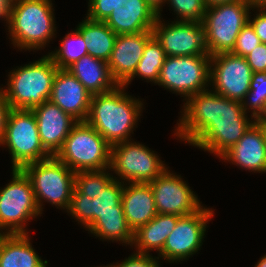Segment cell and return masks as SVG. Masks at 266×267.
<instances>
[{
	"label": "cell",
	"mask_w": 266,
	"mask_h": 267,
	"mask_svg": "<svg viewBox=\"0 0 266 267\" xmlns=\"http://www.w3.org/2000/svg\"><path fill=\"white\" fill-rule=\"evenodd\" d=\"M183 102L173 136L217 158L235 145L256 121L244 111L241 102L211 89L191 95Z\"/></svg>",
	"instance_id": "cell-1"
},
{
	"label": "cell",
	"mask_w": 266,
	"mask_h": 267,
	"mask_svg": "<svg viewBox=\"0 0 266 267\" xmlns=\"http://www.w3.org/2000/svg\"><path fill=\"white\" fill-rule=\"evenodd\" d=\"M143 99L126 92V87L118 85L115 89L91 97L86 122L91 125L111 146L133 140L143 109Z\"/></svg>",
	"instance_id": "cell-2"
},
{
	"label": "cell",
	"mask_w": 266,
	"mask_h": 267,
	"mask_svg": "<svg viewBox=\"0 0 266 267\" xmlns=\"http://www.w3.org/2000/svg\"><path fill=\"white\" fill-rule=\"evenodd\" d=\"M53 5L52 0H17L8 4L4 24L15 49L44 50L57 37Z\"/></svg>",
	"instance_id": "cell-3"
},
{
	"label": "cell",
	"mask_w": 266,
	"mask_h": 267,
	"mask_svg": "<svg viewBox=\"0 0 266 267\" xmlns=\"http://www.w3.org/2000/svg\"><path fill=\"white\" fill-rule=\"evenodd\" d=\"M58 69L46 54L8 72L7 84L1 89L11 109L31 110L49 100Z\"/></svg>",
	"instance_id": "cell-4"
},
{
	"label": "cell",
	"mask_w": 266,
	"mask_h": 267,
	"mask_svg": "<svg viewBox=\"0 0 266 267\" xmlns=\"http://www.w3.org/2000/svg\"><path fill=\"white\" fill-rule=\"evenodd\" d=\"M29 178L41 214L50 203L67 211L75 188V172L56 156L27 164L21 169Z\"/></svg>",
	"instance_id": "cell-5"
},
{
	"label": "cell",
	"mask_w": 266,
	"mask_h": 267,
	"mask_svg": "<svg viewBox=\"0 0 266 267\" xmlns=\"http://www.w3.org/2000/svg\"><path fill=\"white\" fill-rule=\"evenodd\" d=\"M110 155L111 145L86 121H78L55 156L76 173L109 168Z\"/></svg>",
	"instance_id": "cell-6"
},
{
	"label": "cell",
	"mask_w": 266,
	"mask_h": 267,
	"mask_svg": "<svg viewBox=\"0 0 266 267\" xmlns=\"http://www.w3.org/2000/svg\"><path fill=\"white\" fill-rule=\"evenodd\" d=\"M11 171V181L0 187V234H26L29 220L42 214L29 178L21 169Z\"/></svg>",
	"instance_id": "cell-7"
},
{
	"label": "cell",
	"mask_w": 266,
	"mask_h": 267,
	"mask_svg": "<svg viewBox=\"0 0 266 267\" xmlns=\"http://www.w3.org/2000/svg\"><path fill=\"white\" fill-rule=\"evenodd\" d=\"M1 146L11 155V169H22L52 156L41 143L32 110L11 109Z\"/></svg>",
	"instance_id": "cell-8"
},
{
	"label": "cell",
	"mask_w": 266,
	"mask_h": 267,
	"mask_svg": "<svg viewBox=\"0 0 266 267\" xmlns=\"http://www.w3.org/2000/svg\"><path fill=\"white\" fill-rule=\"evenodd\" d=\"M251 8L245 0L206 8L202 24L205 45L210 56L232 51L241 29L248 22Z\"/></svg>",
	"instance_id": "cell-9"
},
{
	"label": "cell",
	"mask_w": 266,
	"mask_h": 267,
	"mask_svg": "<svg viewBox=\"0 0 266 267\" xmlns=\"http://www.w3.org/2000/svg\"><path fill=\"white\" fill-rule=\"evenodd\" d=\"M109 168L123 183H149L169 166L148 146L128 140L111 146Z\"/></svg>",
	"instance_id": "cell-10"
},
{
	"label": "cell",
	"mask_w": 266,
	"mask_h": 267,
	"mask_svg": "<svg viewBox=\"0 0 266 267\" xmlns=\"http://www.w3.org/2000/svg\"><path fill=\"white\" fill-rule=\"evenodd\" d=\"M210 62V55L167 56L156 85L180 95L185 101L189 96L209 89Z\"/></svg>",
	"instance_id": "cell-11"
},
{
	"label": "cell",
	"mask_w": 266,
	"mask_h": 267,
	"mask_svg": "<svg viewBox=\"0 0 266 267\" xmlns=\"http://www.w3.org/2000/svg\"><path fill=\"white\" fill-rule=\"evenodd\" d=\"M213 216L214 209L203 206L194 214L180 217L157 257L170 264L193 257L202 248L207 224Z\"/></svg>",
	"instance_id": "cell-12"
},
{
	"label": "cell",
	"mask_w": 266,
	"mask_h": 267,
	"mask_svg": "<svg viewBox=\"0 0 266 267\" xmlns=\"http://www.w3.org/2000/svg\"><path fill=\"white\" fill-rule=\"evenodd\" d=\"M252 75L251 67L242 56L231 52L211 56L209 88L221 96L242 102L250 90Z\"/></svg>",
	"instance_id": "cell-13"
},
{
	"label": "cell",
	"mask_w": 266,
	"mask_h": 267,
	"mask_svg": "<svg viewBox=\"0 0 266 267\" xmlns=\"http://www.w3.org/2000/svg\"><path fill=\"white\" fill-rule=\"evenodd\" d=\"M152 33L166 56L209 55L201 22L174 20L166 23L161 15L157 17Z\"/></svg>",
	"instance_id": "cell-14"
},
{
	"label": "cell",
	"mask_w": 266,
	"mask_h": 267,
	"mask_svg": "<svg viewBox=\"0 0 266 267\" xmlns=\"http://www.w3.org/2000/svg\"><path fill=\"white\" fill-rule=\"evenodd\" d=\"M168 169L149 182L157 213L183 217L199 211L204 205L198 199L197 193L195 194L181 175Z\"/></svg>",
	"instance_id": "cell-15"
},
{
	"label": "cell",
	"mask_w": 266,
	"mask_h": 267,
	"mask_svg": "<svg viewBox=\"0 0 266 267\" xmlns=\"http://www.w3.org/2000/svg\"><path fill=\"white\" fill-rule=\"evenodd\" d=\"M219 159L240 167V170L266 173V123L255 121L243 137Z\"/></svg>",
	"instance_id": "cell-16"
},
{
	"label": "cell",
	"mask_w": 266,
	"mask_h": 267,
	"mask_svg": "<svg viewBox=\"0 0 266 267\" xmlns=\"http://www.w3.org/2000/svg\"><path fill=\"white\" fill-rule=\"evenodd\" d=\"M124 183L115 178L97 195L96 198L79 193L75 188L67 214L87 229L100 214L107 211L123 210L121 196Z\"/></svg>",
	"instance_id": "cell-17"
},
{
	"label": "cell",
	"mask_w": 266,
	"mask_h": 267,
	"mask_svg": "<svg viewBox=\"0 0 266 267\" xmlns=\"http://www.w3.org/2000/svg\"><path fill=\"white\" fill-rule=\"evenodd\" d=\"M31 110L37 120L42 145L55 156L78 121L50 100Z\"/></svg>",
	"instance_id": "cell-18"
},
{
	"label": "cell",
	"mask_w": 266,
	"mask_h": 267,
	"mask_svg": "<svg viewBox=\"0 0 266 267\" xmlns=\"http://www.w3.org/2000/svg\"><path fill=\"white\" fill-rule=\"evenodd\" d=\"M92 95L67 69H58L50 101L77 121H86Z\"/></svg>",
	"instance_id": "cell-19"
},
{
	"label": "cell",
	"mask_w": 266,
	"mask_h": 267,
	"mask_svg": "<svg viewBox=\"0 0 266 267\" xmlns=\"http://www.w3.org/2000/svg\"><path fill=\"white\" fill-rule=\"evenodd\" d=\"M152 36V31L117 35L111 57L107 63L111 75L118 85H123L134 74L147 41Z\"/></svg>",
	"instance_id": "cell-20"
},
{
	"label": "cell",
	"mask_w": 266,
	"mask_h": 267,
	"mask_svg": "<svg viewBox=\"0 0 266 267\" xmlns=\"http://www.w3.org/2000/svg\"><path fill=\"white\" fill-rule=\"evenodd\" d=\"M157 17L146 0H120L104 22L117 35L136 34L152 31Z\"/></svg>",
	"instance_id": "cell-21"
},
{
	"label": "cell",
	"mask_w": 266,
	"mask_h": 267,
	"mask_svg": "<svg viewBox=\"0 0 266 267\" xmlns=\"http://www.w3.org/2000/svg\"><path fill=\"white\" fill-rule=\"evenodd\" d=\"M121 202L127 224L133 233L158 214L149 183H124Z\"/></svg>",
	"instance_id": "cell-22"
},
{
	"label": "cell",
	"mask_w": 266,
	"mask_h": 267,
	"mask_svg": "<svg viewBox=\"0 0 266 267\" xmlns=\"http://www.w3.org/2000/svg\"><path fill=\"white\" fill-rule=\"evenodd\" d=\"M67 70L80 81L91 95L106 93L118 86L111 75L108 63L91 55L81 57Z\"/></svg>",
	"instance_id": "cell-23"
},
{
	"label": "cell",
	"mask_w": 266,
	"mask_h": 267,
	"mask_svg": "<svg viewBox=\"0 0 266 267\" xmlns=\"http://www.w3.org/2000/svg\"><path fill=\"white\" fill-rule=\"evenodd\" d=\"M26 234H0V267H39L44 261Z\"/></svg>",
	"instance_id": "cell-24"
},
{
	"label": "cell",
	"mask_w": 266,
	"mask_h": 267,
	"mask_svg": "<svg viewBox=\"0 0 266 267\" xmlns=\"http://www.w3.org/2000/svg\"><path fill=\"white\" fill-rule=\"evenodd\" d=\"M180 216L170 214H157L147 224L134 232L132 247L134 252L150 254L151 251L160 253L167 237L174 230Z\"/></svg>",
	"instance_id": "cell-25"
},
{
	"label": "cell",
	"mask_w": 266,
	"mask_h": 267,
	"mask_svg": "<svg viewBox=\"0 0 266 267\" xmlns=\"http://www.w3.org/2000/svg\"><path fill=\"white\" fill-rule=\"evenodd\" d=\"M94 238L102 241L120 242L122 245L131 246L134 241V233L129 228L124 211H107L99 217L86 229Z\"/></svg>",
	"instance_id": "cell-26"
},
{
	"label": "cell",
	"mask_w": 266,
	"mask_h": 267,
	"mask_svg": "<svg viewBox=\"0 0 266 267\" xmlns=\"http://www.w3.org/2000/svg\"><path fill=\"white\" fill-rule=\"evenodd\" d=\"M75 28L81 33L84 41L87 43L88 55L108 62L117 34L105 22L93 21L87 17L79 22Z\"/></svg>",
	"instance_id": "cell-27"
},
{
	"label": "cell",
	"mask_w": 266,
	"mask_h": 267,
	"mask_svg": "<svg viewBox=\"0 0 266 267\" xmlns=\"http://www.w3.org/2000/svg\"><path fill=\"white\" fill-rule=\"evenodd\" d=\"M165 51L162 45L152 36L148 41L144 49V53L137 64L134 74L123 84L128 89V85L136 77L138 79L146 80V82H152L154 85L158 82L161 67L166 59Z\"/></svg>",
	"instance_id": "cell-28"
},
{
	"label": "cell",
	"mask_w": 266,
	"mask_h": 267,
	"mask_svg": "<svg viewBox=\"0 0 266 267\" xmlns=\"http://www.w3.org/2000/svg\"><path fill=\"white\" fill-rule=\"evenodd\" d=\"M60 43L56 47L58 49L47 53L59 69H67L81 57L88 55L87 43L76 28L68 32Z\"/></svg>",
	"instance_id": "cell-29"
},
{
	"label": "cell",
	"mask_w": 266,
	"mask_h": 267,
	"mask_svg": "<svg viewBox=\"0 0 266 267\" xmlns=\"http://www.w3.org/2000/svg\"><path fill=\"white\" fill-rule=\"evenodd\" d=\"M244 111L256 121L266 119V73L253 72L250 90L243 99Z\"/></svg>",
	"instance_id": "cell-30"
},
{
	"label": "cell",
	"mask_w": 266,
	"mask_h": 267,
	"mask_svg": "<svg viewBox=\"0 0 266 267\" xmlns=\"http://www.w3.org/2000/svg\"><path fill=\"white\" fill-rule=\"evenodd\" d=\"M114 179L110 168L97 171H80L75 173V189L91 199Z\"/></svg>",
	"instance_id": "cell-31"
},
{
	"label": "cell",
	"mask_w": 266,
	"mask_h": 267,
	"mask_svg": "<svg viewBox=\"0 0 266 267\" xmlns=\"http://www.w3.org/2000/svg\"><path fill=\"white\" fill-rule=\"evenodd\" d=\"M169 10L174 12V20L201 22L207 6L204 0H166Z\"/></svg>",
	"instance_id": "cell-32"
},
{
	"label": "cell",
	"mask_w": 266,
	"mask_h": 267,
	"mask_svg": "<svg viewBox=\"0 0 266 267\" xmlns=\"http://www.w3.org/2000/svg\"><path fill=\"white\" fill-rule=\"evenodd\" d=\"M260 43V39L256 35L254 28L247 22L241 29L231 53L245 58Z\"/></svg>",
	"instance_id": "cell-33"
},
{
	"label": "cell",
	"mask_w": 266,
	"mask_h": 267,
	"mask_svg": "<svg viewBox=\"0 0 266 267\" xmlns=\"http://www.w3.org/2000/svg\"><path fill=\"white\" fill-rule=\"evenodd\" d=\"M120 0H88L86 17L93 21L104 22Z\"/></svg>",
	"instance_id": "cell-34"
},
{
	"label": "cell",
	"mask_w": 266,
	"mask_h": 267,
	"mask_svg": "<svg viewBox=\"0 0 266 267\" xmlns=\"http://www.w3.org/2000/svg\"><path fill=\"white\" fill-rule=\"evenodd\" d=\"M151 254H141L133 252L120 263L108 264V267H161V261Z\"/></svg>",
	"instance_id": "cell-35"
},
{
	"label": "cell",
	"mask_w": 266,
	"mask_h": 267,
	"mask_svg": "<svg viewBox=\"0 0 266 267\" xmlns=\"http://www.w3.org/2000/svg\"><path fill=\"white\" fill-rule=\"evenodd\" d=\"M251 10L255 15L249 12L248 22L254 28L260 42L266 43V7H252Z\"/></svg>",
	"instance_id": "cell-36"
},
{
	"label": "cell",
	"mask_w": 266,
	"mask_h": 267,
	"mask_svg": "<svg viewBox=\"0 0 266 267\" xmlns=\"http://www.w3.org/2000/svg\"><path fill=\"white\" fill-rule=\"evenodd\" d=\"M245 58L252 72L266 73V43H260Z\"/></svg>",
	"instance_id": "cell-37"
},
{
	"label": "cell",
	"mask_w": 266,
	"mask_h": 267,
	"mask_svg": "<svg viewBox=\"0 0 266 267\" xmlns=\"http://www.w3.org/2000/svg\"><path fill=\"white\" fill-rule=\"evenodd\" d=\"M10 111H11V106L8 100L6 99L3 90L0 87V144L5 134L6 123Z\"/></svg>",
	"instance_id": "cell-38"
},
{
	"label": "cell",
	"mask_w": 266,
	"mask_h": 267,
	"mask_svg": "<svg viewBox=\"0 0 266 267\" xmlns=\"http://www.w3.org/2000/svg\"><path fill=\"white\" fill-rule=\"evenodd\" d=\"M146 2L151 6V8L158 14V16H161L162 14V8L165 6L166 0H146Z\"/></svg>",
	"instance_id": "cell-39"
},
{
	"label": "cell",
	"mask_w": 266,
	"mask_h": 267,
	"mask_svg": "<svg viewBox=\"0 0 266 267\" xmlns=\"http://www.w3.org/2000/svg\"><path fill=\"white\" fill-rule=\"evenodd\" d=\"M8 3L5 0H0V20L5 21L7 16Z\"/></svg>",
	"instance_id": "cell-40"
},
{
	"label": "cell",
	"mask_w": 266,
	"mask_h": 267,
	"mask_svg": "<svg viewBox=\"0 0 266 267\" xmlns=\"http://www.w3.org/2000/svg\"><path fill=\"white\" fill-rule=\"evenodd\" d=\"M251 7H266V0H245Z\"/></svg>",
	"instance_id": "cell-41"
},
{
	"label": "cell",
	"mask_w": 266,
	"mask_h": 267,
	"mask_svg": "<svg viewBox=\"0 0 266 267\" xmlns=\"http://www.w3.org/2000/svg\"><path fill=\"white\" fill-rule=\"evenodd\" d=\"M234 1H237V0H204L205 5L207 7H210V6H213L216 4H220V3H230V2H234Z\"/></svg>",
	"instance_id": "cell-42"
},
{
	"label": "cell",
	"mask_w": 266,
	"mask_h": 267,
	"mask_svg": "<svg viewBox=\"0 0 266 267\" xmlns=\"http://www.w3.org/2000/svg\"><path fill=\"white\" fill-rule=\"evenodd\" d=\"M254 267H266V255L265 254L262 257H260V259L258 260V262L255 264Z\"/></svg>",
	"instance_id": "cell-43"
},
{
	"label": "cell",
	"mask_w": 266,
	"mask_h": 267,
	"mask_svg": "<svg viewBox=\"0 0 266 267\" xmlns=\"http://www.w3.org/2000/svg\"><path fill=\"white\" fill-rule=\"evenodd\" d=\"M48 261L44 260V262L39 267H47Z\"/></svg>",
	"instance_id": "cell-44"
},
{
	"label": "cell",
	"mask_w": 266,
	"mask_h": 267,
	"mask_svg": "<svg viewBox=\"0 0 266 267\" xmlns=\"http://www.w3.org/2000/svg\"><path fill=\"white\" fill-rule=\"evenodd\" d=\"M8 4L14 2V1H17V0H5Z\"/></svg>",
	"instance_id": "cell-45"
},
{
	"label": "cell",
	"mask_w": 266,
	"mask_h": 267,
	"mask_svg": "<svg viewBox=\"0 0 266 267\" xmlns=\"http://www.w3.org/2000/svg\"><path fill=\"white\" fill-rule=\"evenodd\" d=\"M95 267V266H94ZM97 267H108V264L105 266V265H103V266H97Z\"/></svg>",
	"instance_id": "cell-46"
}]
</instances>
